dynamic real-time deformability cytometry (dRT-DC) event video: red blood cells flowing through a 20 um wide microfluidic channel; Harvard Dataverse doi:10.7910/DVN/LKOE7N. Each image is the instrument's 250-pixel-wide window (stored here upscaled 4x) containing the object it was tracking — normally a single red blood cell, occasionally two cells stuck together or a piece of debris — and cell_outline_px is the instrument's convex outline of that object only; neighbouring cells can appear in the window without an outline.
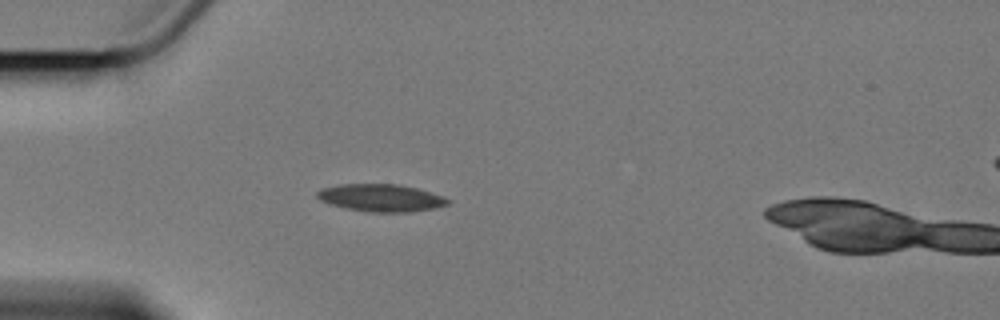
{"species": "Egyptian fruit bat (a non-hibernating species)", "species_latin": "Rousettus aegyptiacus", "temperature_condition": "cold", "stored_images_in_passage": 6, "camera_frame_rate_fps": 3000, "um_per_image_px": 0.085, "animal": {"sex": "female"}, "frame": {"image": 1, "passage_image": 5, "time_ms": 4.667, "image_size_px": [1000, 320], "cell_outline_px": [[452, 200], [448, 204], [432, 208], [412, 212], [368, 212], [328, 204], [320, 200], [316, 196], [316, 192], [324, 188], [340, 184], [400, 184], [416, 188], [444, 196]], "centroid_in_image_um": [32.39, 16.81], "position_along_channel_um": 52.6, "area_um2": 20.87}}